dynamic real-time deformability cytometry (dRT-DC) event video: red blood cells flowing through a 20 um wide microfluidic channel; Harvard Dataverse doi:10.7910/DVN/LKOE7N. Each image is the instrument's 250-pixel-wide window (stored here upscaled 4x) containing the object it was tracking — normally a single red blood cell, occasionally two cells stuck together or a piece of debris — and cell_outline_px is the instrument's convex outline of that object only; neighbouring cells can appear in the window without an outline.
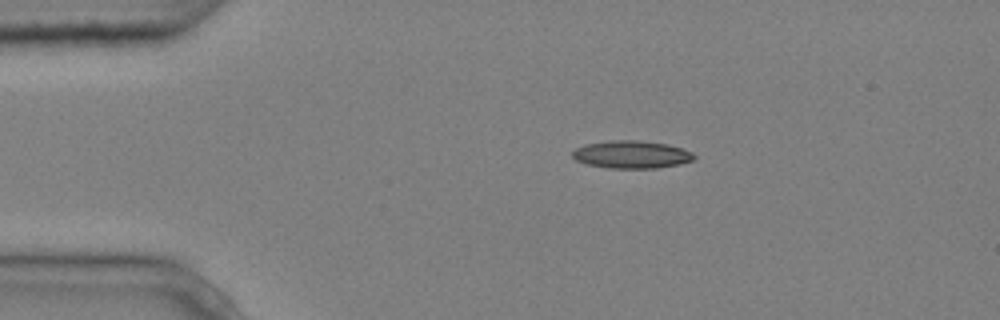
{"species": "common noctule bat (a hibernating species)", "species_latin": "Nyctalus noctula", "temperature_condition": "cold", "stored_images_in_passage": 6, "camera_frame_rate_fps": 3000, "um_per_image_px": 0.085, "animal": {"sex": "male", "body_mass_g": 20.4}, "frame": {"image": 1, "passage_image": 1, "time_ms": 0.0, "image_size_px": [1000, 320], "cell_outline_px": [[696, 156], [692, 160], [680, 164], [656, 168], [608, 168], [584, 164], [576, 160], [572, 156], [572, 152], [576, 148], [584, 144], [612, 140], [636, 140], [668, 144], [684, 148], [692, 152]], "centroid_in_image_um": [53.67, 13.13], "position_along_channel_um": 31.3, "area_um2": 19.77}}
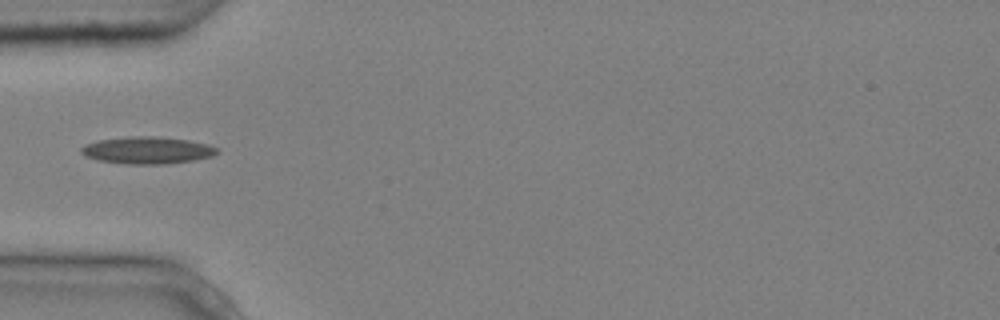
{"frame": {"image": 2, "passage_image": 3, "time_ms": 0.667, "image_size_px": [1000, 320], "cell_outline_px": [[216, 152], [212, 156], [192, 160], [164, 164], [128, 164], [100, 160], [84, 156], [80, 152], [80, 148], [84, 144], [100, 140], [132, 136], [152, 136], [188, 140], [208, 144], [216, 148]], "centroid_in_image_um": [12.47, 12.77], "position_along_channel_um": 72.5, "area_um2": 21.15}}
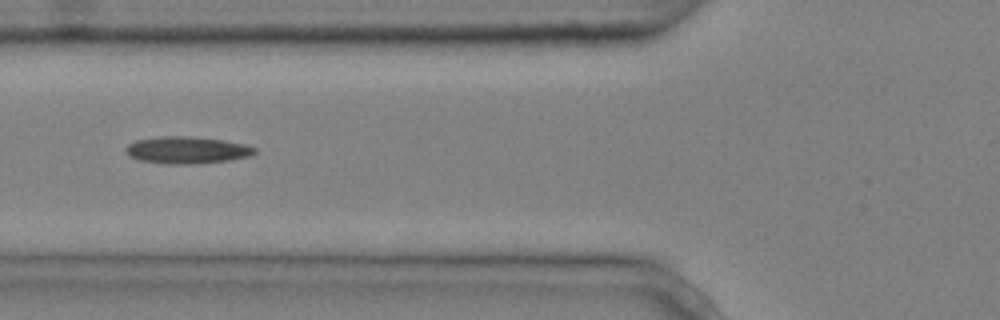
{"frame": {"image": 3, "passage_image": 4, "time_ms": 1.0, "image_size_px": [1000, 320], "cell_outline_px": [[256, 152], [252, 156], [232, 160], [196, 164], [168, 164], [140, 160], [128, 156], [124, 148], [128, 144], [136, 140], [160, 136], [192, 136], [224, 140], [244, 144], [256, 148]], "centroid_in_image_um": [15.9, 12.76], "position_along_channel_um": 109.9, "area_um2": 20.58}}